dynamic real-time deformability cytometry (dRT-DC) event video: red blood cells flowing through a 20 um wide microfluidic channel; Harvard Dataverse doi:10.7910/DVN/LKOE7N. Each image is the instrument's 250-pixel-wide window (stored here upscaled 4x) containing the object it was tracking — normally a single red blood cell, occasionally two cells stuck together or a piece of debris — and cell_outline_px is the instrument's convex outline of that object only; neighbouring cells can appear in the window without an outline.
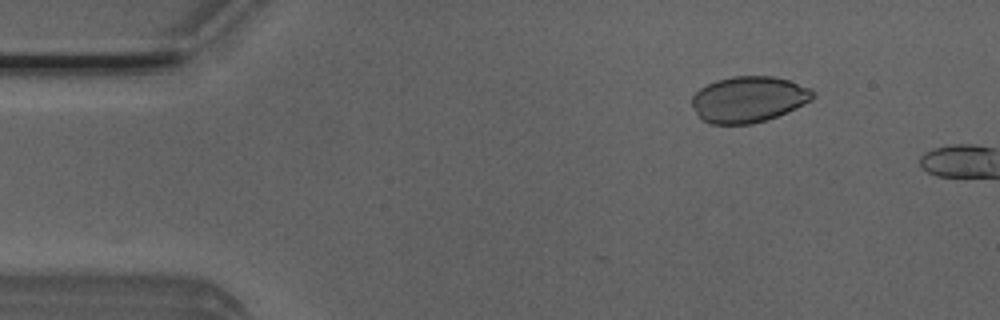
{"species": "Egyptian fruit bat (a non-hibernating species)", "species_latin": "Rousettus aegyptiacus", "temperature_condition": "room temperature", "stored_images_in_passage": 3, "camera_frame_rate_fps": 3000, "um_per_image_px": 0.085, "animal": {"sex": "male"}, "frame": {"image": 1, "passage_image": 1, "time_ms": 0.0, "image_size_px": [1000, 320], "cell_outline_px": [[816, 96], [804, 104], [796, 108], [776, 116], [752, 124], [712, 124], [700, 120], [692, 104], [692, 96], [700, 88], [716, 80], [732, 76], [772, 76], [788, 80], [808, 88]], "centroid_in_image_um": [63.59, 8.44], "position_along_channel_um": 21.4, "area_um2": 32.19}}